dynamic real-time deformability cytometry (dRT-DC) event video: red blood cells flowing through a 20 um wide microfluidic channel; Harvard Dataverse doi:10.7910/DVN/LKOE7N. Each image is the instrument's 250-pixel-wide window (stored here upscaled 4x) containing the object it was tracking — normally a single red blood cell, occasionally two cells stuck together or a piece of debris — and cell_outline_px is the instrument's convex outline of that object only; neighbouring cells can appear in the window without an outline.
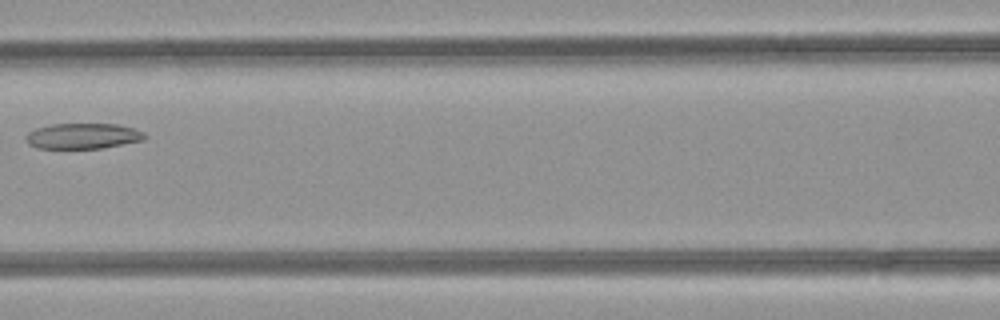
{"species": "common noctule bat (a hibernating species)", "species_latin": "Nyctalus noctula", "temperature_condition": "room temperature", "stored_images_in_passage": 5, "camera_frame_rate_fps": 3000, "um_per_image_px": 0.085, "animal": {"sex": "female", "body_mass_g": 21.9}, "frame": {"image": 1, "passage_image": 5, "time_ms": 1.333, "image_size_px": [1000, 320], "cell_outline_px": [[148, 136], [144, 140], [100, 148], [36, 148], [28, 144], [24, 140], [24, 136], [28, 132], [36, 128], [52, 124], [116, 124], [132, 128], [144, 132]], "centroid_in_image_um": [7.01, 11.56], "position_along_channel_um": 159.6, "area_um2": 17.74}}